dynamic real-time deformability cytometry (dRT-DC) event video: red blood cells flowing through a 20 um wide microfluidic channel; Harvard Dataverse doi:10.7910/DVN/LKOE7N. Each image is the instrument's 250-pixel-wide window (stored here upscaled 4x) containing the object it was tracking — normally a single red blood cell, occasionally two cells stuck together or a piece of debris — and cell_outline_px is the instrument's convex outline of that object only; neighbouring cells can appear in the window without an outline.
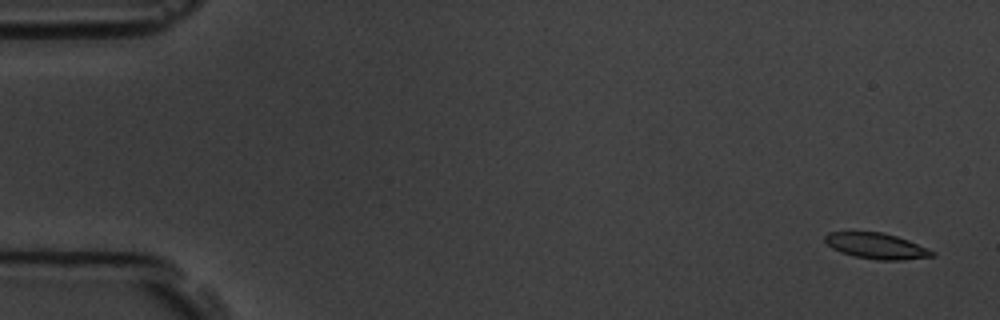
{"species": "common noctule bat (a hibernating species)", "species_latin": "Nyctalus noctula", "temperature_condition": "room temperature", "stored_images_in_passage": 5, "camera_frame_rate_fps": 3000, "um_per_image_px": 0.085, "animal": {"sex": "male", "body_mass_g": 19.5, "forearm_length_mm": 54.6}, "frame": {"image": 1, "passage_image": 1, "time_ms": 0.0, "image_size_px": [1000, 320], "cell_outline_px": [[936, 256], [900, 260], [880, 260], [852, 256], [840, 252], [832, 248], [824, 240], [824, 236], [828, 232], [884, 232], [908, 240], [928, 248], [936, 252]], "centroid_in_image_um": [74.51, 20.91], "position_along_channel_um": 10.5, "area_um2": 16.18}}
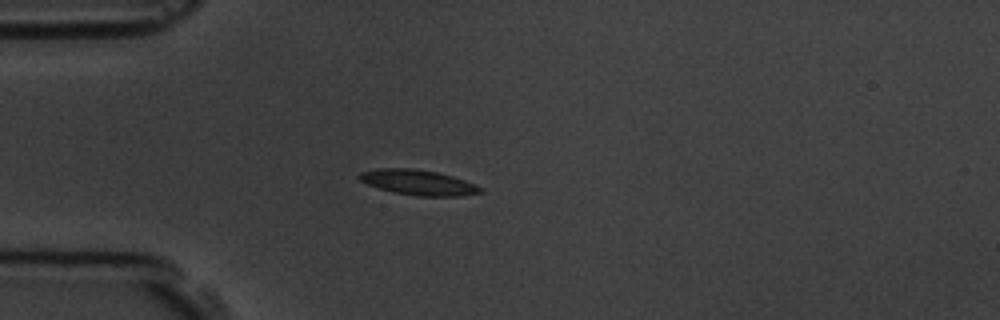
{"frame": {"image": 2, "passage_image": 4, "time_ms": 4.333, "image_size_px": [1000, 320], "cell_outline_px": [[484, 192], [460, 196], [416, 196], [392, 192], [368, 184], [360, 180], [356, 176], [360, 172], [376, 168], [412, 168], [436, 172], [452, 176], [476, 184], [484, 188]], "centroid_in_image_um": [35.56, 15.51], "position_along_channel_um": 49.4, "area_um2": 17.92}}